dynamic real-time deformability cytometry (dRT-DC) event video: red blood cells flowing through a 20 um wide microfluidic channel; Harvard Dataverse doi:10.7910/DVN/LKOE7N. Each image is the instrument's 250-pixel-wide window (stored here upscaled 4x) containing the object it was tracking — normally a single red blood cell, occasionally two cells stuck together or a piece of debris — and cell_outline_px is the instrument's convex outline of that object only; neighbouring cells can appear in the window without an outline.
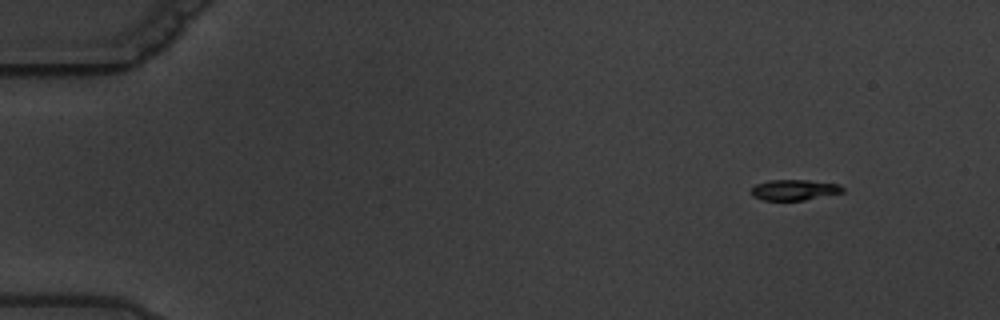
{"species": "common noctule bat (a hibernating species)", "species_latin": "Nyctalus noctula", "temperature_condition": "warm", "stored_images_in_passage": 4, "camera_frame_rate_fps": 3000, "um_per_image_px": 0.085, "animal": {"sex": "male", "body_mass_g": 19.5, "forearm_length_mm": 54.6}, "frame": {"image": 1, "passage_image": 1, "time_ms": 0.0, "image_size_px": [1000, 320], "cell_outline_px": [[844, 192], [804, 200], [764, 200], [752, 196], [752, 188], [756, 184], [768, 180], [808, 180], [840, 184], [844, 188]], "centroid_in_image_um": [67.53, 16.13], "position_along_channel_um": 17.5, "area_um2": 10.98}}